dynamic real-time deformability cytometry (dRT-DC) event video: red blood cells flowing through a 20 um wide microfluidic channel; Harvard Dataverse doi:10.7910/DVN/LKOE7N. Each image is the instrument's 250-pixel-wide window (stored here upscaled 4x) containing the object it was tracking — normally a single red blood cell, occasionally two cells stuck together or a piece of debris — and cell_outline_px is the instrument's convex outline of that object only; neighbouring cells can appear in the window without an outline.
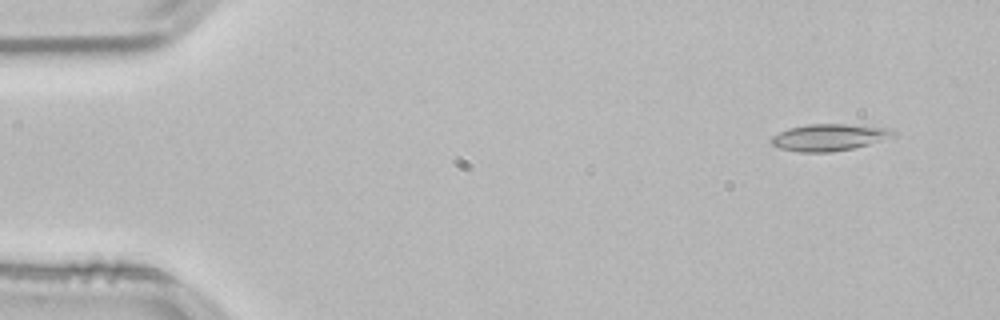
{"species": "common noctule bat (a hibernating species)", "species_latin": "Nyctalus noctula", "temperature_condition": "room temperature", "stored_images_in_passage": 51, "camera_frame_rate_fps": 3000, "um_per_image_px": 0.085, "animal": {"sex": "male", "body_mass_g": 21.5, "forearm_length_mm": 52.0}, "frame": {"image": 1, "passage_image": 2, "time_ms": 0.333, "image_size_px": [1000, 320], "cell_outline_px": [[896, 136], [868, 144], [852, 148], [832, 152], [800, 152], [780, 148], [772, 144], [768, 140], [772, 136], [788, 128], [808, 124], [844, 124], [888, 128], [896, 132]], "centroid_in_image_um": [70.45, 11.67], "position_along_channel_um": 14.6, "area_um2": 18.96}}
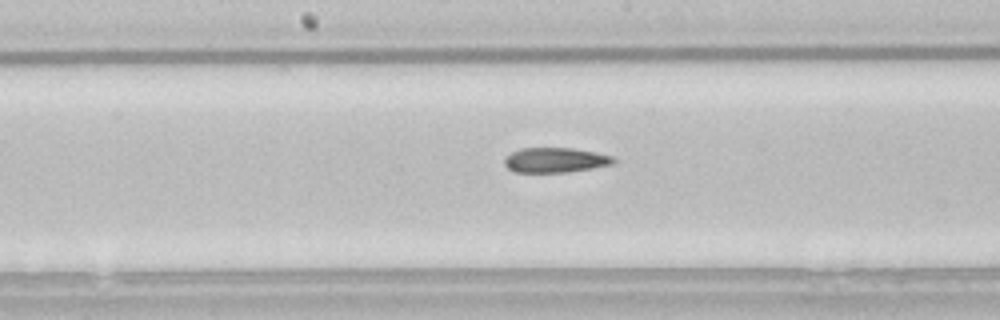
{"frame": {"image": 2, "passage_image": 25, "time_ms": 8.0, "image_size_px": [1000, 320], "cell_outline_px": [[616, 160], [612, 164], [592, 168], [568, 172], [516, 172], [508, 168], [504, 164], [504, 160], [512, 152], [520, 148], [572, 148], [596, 152], [612, 156]], "centroid_in_image_um": [47.2, 13.6], "position_along_channel_um": 201.0, "area_um2": 15.72}}
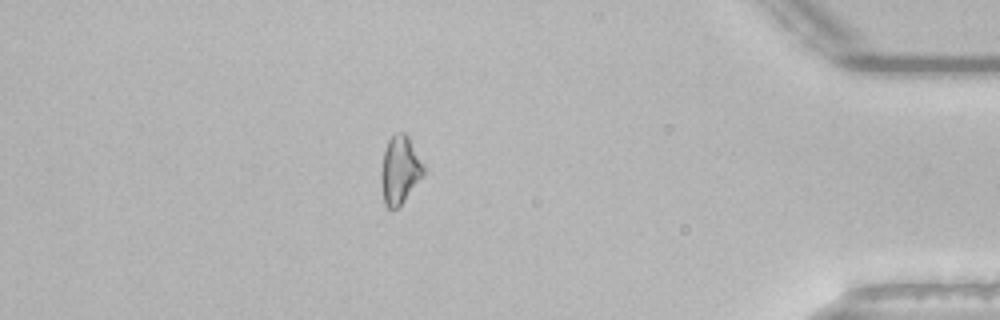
{"frame": {"image": 3, "passage_image": 44, "time_ms": 14.333, "image_size_px": [1000, 320], "cell_outline_px": [[424, 176], [404, 200], [396, 208], [388, 208], [384, 204], [380, 180], [380, 172], [384, 152], [388, 140], [396, 132], [404, 132], [408, 136], [424, 164]], "centroid_in_image_um": [33.98, 14.44], "position_along_channel_um": 401.2, "area_um2": 16.88}, "authors_computed_cell_mechanics": {"area_um2": 16.7042, "velocity_mm_per_s": 3.8351, "shape_relaxation_time_tau1_ms": null, "shape_relaxation_time_tau2_ms": 7.7085, "deformation_change_tau1": null, "deformation_change_tau2": 0.1678}}